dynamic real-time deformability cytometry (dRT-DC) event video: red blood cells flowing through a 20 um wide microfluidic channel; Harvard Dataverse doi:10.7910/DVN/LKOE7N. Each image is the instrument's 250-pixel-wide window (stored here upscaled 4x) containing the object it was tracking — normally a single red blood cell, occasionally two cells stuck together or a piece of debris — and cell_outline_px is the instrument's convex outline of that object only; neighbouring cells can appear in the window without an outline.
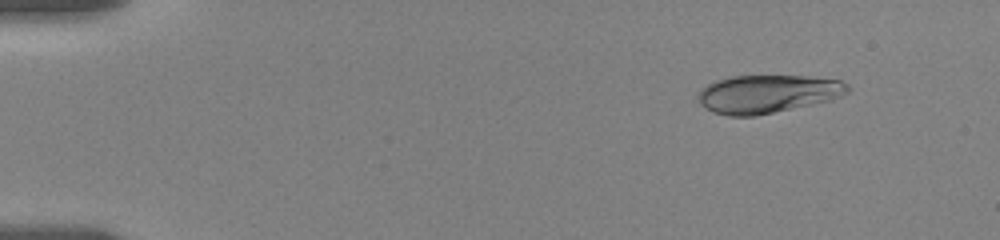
{"species": "human", "species_latin": "Homo sapiens", "temperature_condition": "room temperature", "stored_images_in_passage": 52, "camera_frame_rate_fps": 3000, "um_per_image_px": 0.085, "donor": {"sex": "female"}, "frame": {"image": 1, "passage_image": 1, "time_ms": 0.0, "image_size_px": [1000, 240], "cell_outline_px": [[848, 92], [832, 100], [756, 116], [728, 116], [712, 112], [704, 108], [700, 104], [696, 96], [696, 92], [700, 88], [716, 80], [732, 76], [808, 76], [840, 80], [848, 84]], "centroid_in_image_um": [65.19, 7.99], "position_along_channel_um": 19.8, "area_um2": 33.52}}
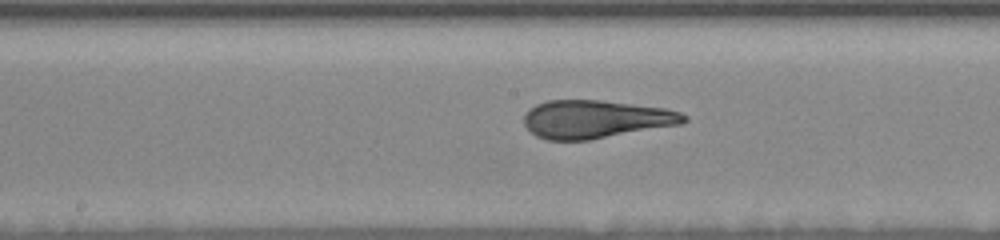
{"frame": {"image": 2, "passage_image": 25, "time_ms": 8.0, "image_size_px": [1000, 240], "cell_outline_px": [[688, 120], [684, 124], [588, 140], [548, 140], [536, 136], [524, 124], [524, 116], [536, 104], [548, 100], [600, 100], [668, 108], [680, 112], [688, 116]], "centroid_in_image_um": [50.7, 10.13], "position_along_channel_um": 197.5, "area_um2": 35.6}}
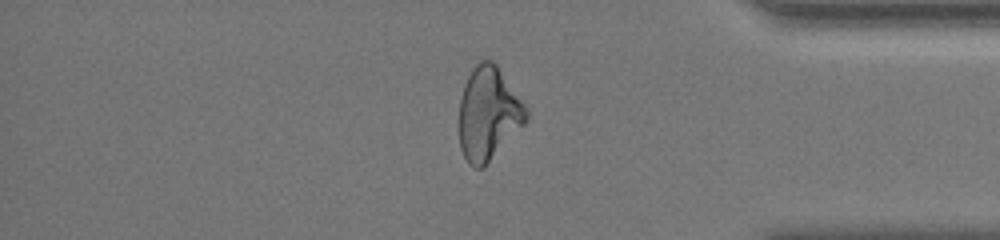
{"frame": {"image": 3, "passage_image": 43, "time_ms": 14.0, "image_size_px": [1000, 240], "cell_outline_px": [[528, 120], [484, 168], [476, 168], [468, 164], [460, 148], [460, 100], [464, 84], [472, 68], [480, 60], [492, 60], [496, 64], [528, 108]], "centroid_in_image_um": [41.52, 9.67], "position_along_channel_um": 393.7, "area_um2": 36.47}, "authors_computed_cell_mechanics": {"area_um2": 35.6626, "velocity_mm_per_s": 3.5594, "shape_relaxation_time_tau1_ms": 7.4434, "shape_relaxation_time_tau2_ms": 1.1401, "deformation_change_tau1": 0.2404, "deformation_change_tau2": 0.089}}